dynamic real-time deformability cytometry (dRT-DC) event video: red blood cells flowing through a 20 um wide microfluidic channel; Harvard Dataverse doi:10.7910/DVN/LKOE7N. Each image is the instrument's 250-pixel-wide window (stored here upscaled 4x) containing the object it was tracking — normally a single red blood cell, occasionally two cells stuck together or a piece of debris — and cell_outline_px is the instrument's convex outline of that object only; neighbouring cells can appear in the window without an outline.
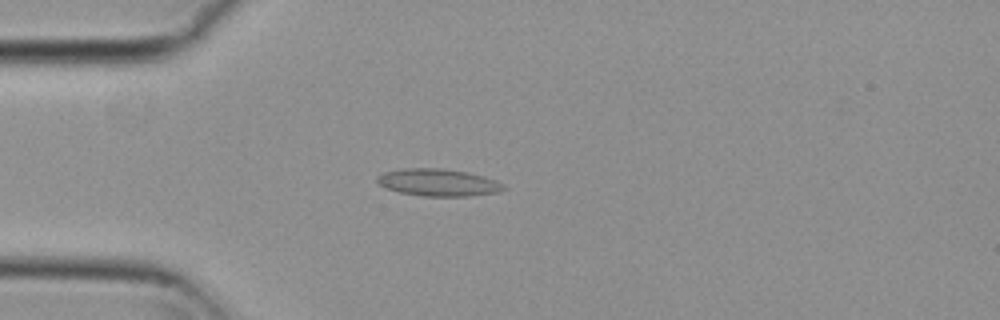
{"species": "common noctule bat (a hibernating species)", "species_latin": "Nyctalus noctula", "temperature_condition": "cold", "stored_images_in_passage": 41, "camera_frame_rate_fps": 3000, "um_per_image_px": 0.085, "animal": {"sex": "female", "body_mass_g": 29.2, "forearm_length_mm": 56.3}, "frame": {"image": 1, "passage_image": 6, "time_ms": 1.667, "image_size_px": [1000, 320], "cell_outline_px": [[508, 188], [496, 192], [468, 196], [424, 196], [400, 192], [376, 184], [376, 176], [384, 172], [404, 168], [444, 168], [468, 172], [484, 176], [496, 180], [504, 184]], "centroid_in_image_um": [37.25, 15.5], "position_along_channel_um": 47.8, "area_um2": 20.17}}
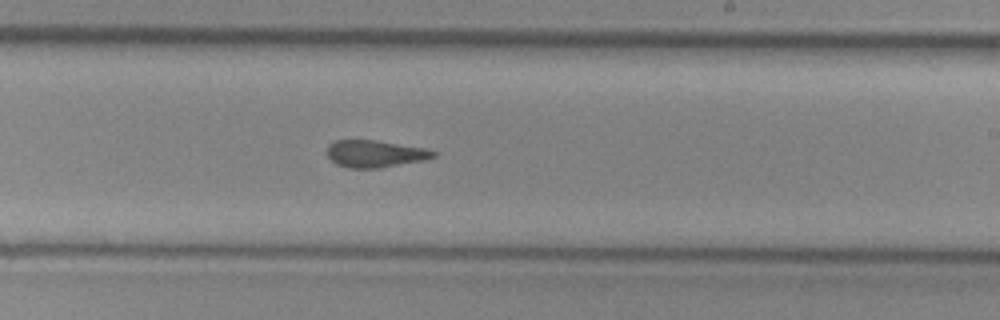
{"frame": {"image": 2, "passage_image": 24, "time_ms": 7.667, "image_size_px": [1000, 320], "cell_outline_px": [[436, 156], [424, 160], [380, 168], [348, 168], [336, 164], [328, 156], [328, 144], [336, 140], [376, 140], [424, 148], [436, 152]], "centroid_in_image_um": [31.87, 13.07], "position_along_channel_um": 257.1, "area_um2": 16.7}}
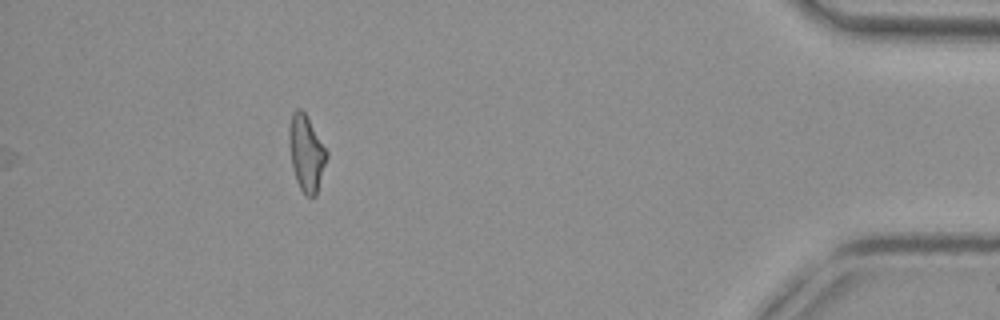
{"frame": {"image": 3, "passage_image": 41, "time_ms": 13.333, "image_size_px": [1000, 320], "cell_outline_px": [[328, 156], [316, 196], [304, 196], [296, 180], [292, 168], [288, 140], [288, 128], [292, 112], [296, 108], [300, 108], [304, 112], [328, 152]], "centroid_in_image_um": [26.02, 13.02], "position_along_channel_um": 409.2, "area_um2": 16.76}, "authors_computed_cell_mechanics": {"area_um2": 17.4556, "velocity_mm_per_s": 3.7292, "shape_relaxation_time_tau1_ms": null, "shape_relaxation_time_tau2_ms": 2.7884, "deformation_change_tau1": null, "deformation_change_tau2": 0.1068}}